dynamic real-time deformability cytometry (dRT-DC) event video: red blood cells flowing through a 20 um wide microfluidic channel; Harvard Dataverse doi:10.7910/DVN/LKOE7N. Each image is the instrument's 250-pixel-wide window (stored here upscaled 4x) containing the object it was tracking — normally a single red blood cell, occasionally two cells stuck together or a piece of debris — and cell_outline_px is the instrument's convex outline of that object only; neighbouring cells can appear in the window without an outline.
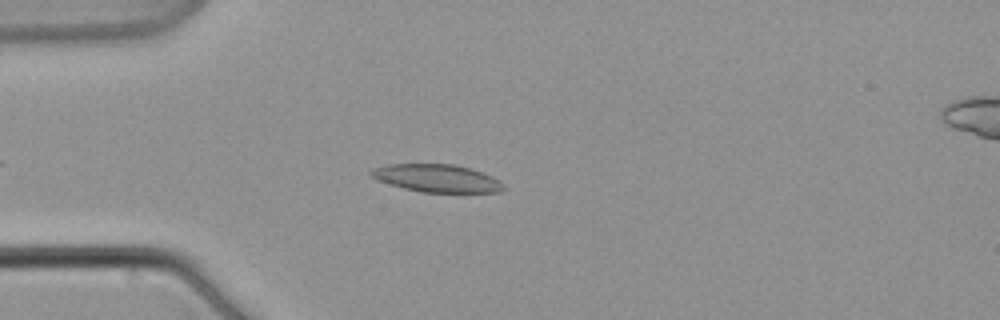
{"species": "common noctule bat (a hibernating species)", "species_latin": "Nyctalus noctula", "temperature_condition": "warm", "stored_images_in_passage": 6, "camera_frame_rate_fps": 3000, "um_per_image_px": 0.085, "animal": {"sex": "male", "body_mass_g": 21.5, "forearm_length_mm": 52.0}, "frame": {"image": 1, "passage_image": 4, "time_ms": 4.667, "image_size_px": [1000, 320], "cell_outline_px": [[504, 188], [500, 192], [420, 192], [404, 188], [376, 180], [368, 176], [368, 172], [372, 168], [388, 164], [456, 164], [492, 176], [500, 180], [504, 184]], "centroid_in_image_um": [37.08, 15.14], "position_along_channel_um": 47.9, "area_um2": 21.5}}
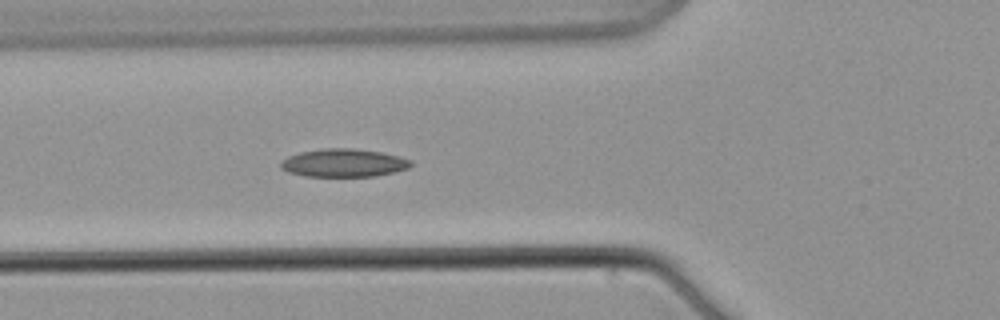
{"frame": {"image": 2, "passage_image": 6, "time_ms": 7.0, "image_size_px": [1000, 320], "cell_outline_px": [[412, 164], [408, 168], [376, 176], [304, 176], [288, 172], [280, 168], [280, 164], [288, 156], [300, 152], [324, 148], [352, 148], [380, 152], [400, 156], [412, 160]], "centroid_in_image_um": [29.21, 13.84], "position_along_channel_um": 96.6, "area_um2": 21.21}}